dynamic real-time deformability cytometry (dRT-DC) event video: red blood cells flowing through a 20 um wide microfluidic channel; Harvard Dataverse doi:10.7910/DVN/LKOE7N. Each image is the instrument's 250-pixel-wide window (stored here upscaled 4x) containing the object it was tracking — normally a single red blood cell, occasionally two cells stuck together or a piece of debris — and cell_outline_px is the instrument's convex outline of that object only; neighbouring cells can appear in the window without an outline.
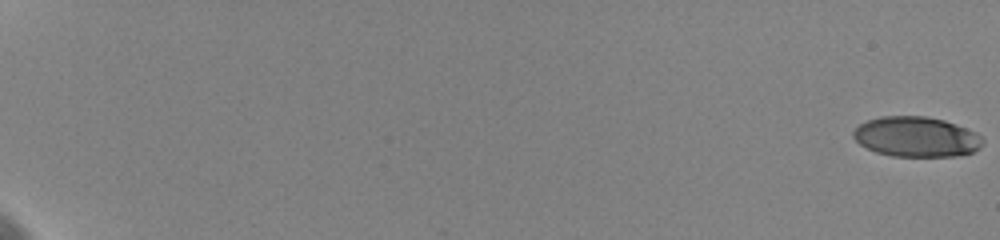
{"species": "human", "species_latin": "Homo sapiens", "temperature_condition": "cold", "stored_images_in_passage": 122, "camera_frame_rate_fps": 3000, "um_per_image_px": 0.085, "donor": {"sex": "female"}, "frame": {"image": 1, "passage_image": 1, "time_ms": 0.0, "image_size_px": [1000, 240], "cell_outline_px": [[984, 144], [980, 148], [972, 152], [956, 156], [892, 156], [876, 152], [860, 144], [852, 136], [852, 132], [860, 124], [868, 120], [880, 116], [924, 116], [944, 120], [976, 132], [984, 140]], "centroid_in_image_um": [77.89, 11.63], "position_along_channel_um": 7.1, "area_um2": 30.23}}
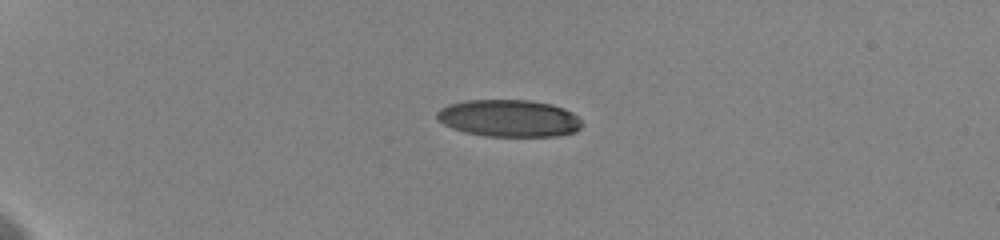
{"frame": {"image": 2, "passage_image": 43, "time_ms": 5.667, "image_size_px": [1000, 240], "cell_outline_px": [[580, 128], [576, 132], [556, 136], [484, 136], [464, 132], [452, 128], [444, 124], [436, 116], [436, 112], [440, 108], [448, 104], [464, 100], [532, 100], [552, 104], [564, 108], [572, 112], [580, 120]], "centroid_in_image_um": [43.25, 10.04], "position_along_channel_um": 41.8, "area_um2": 31.5}}
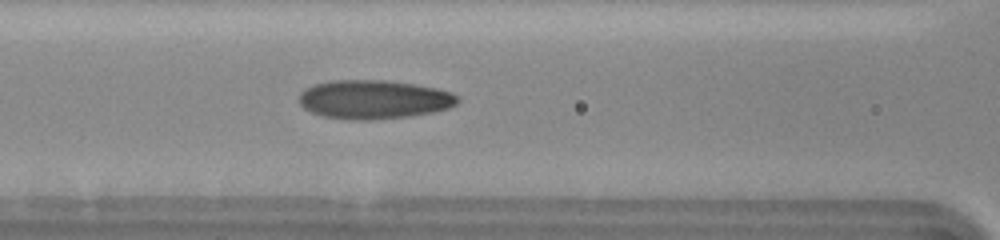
{"frame": {"image": 3, "passage_image": 76, "time_ms": 10.0, "image_size_px": [1000, 240], "cell_outline_px": [[460, 100], [456, 104], [448, 108], [432, 112], [408, 116], [368, 120], [348, 120], [320, 116], [304, 108], [296, 100], [300, 92], [304, 88], [316, 84], [332, 80], [388, 80], [436, 88], [452, 92]], "centroid_in_image_um": [31.72, 8.45], "position_along_channel_um": 134.9, "area_um2": 36.07}}